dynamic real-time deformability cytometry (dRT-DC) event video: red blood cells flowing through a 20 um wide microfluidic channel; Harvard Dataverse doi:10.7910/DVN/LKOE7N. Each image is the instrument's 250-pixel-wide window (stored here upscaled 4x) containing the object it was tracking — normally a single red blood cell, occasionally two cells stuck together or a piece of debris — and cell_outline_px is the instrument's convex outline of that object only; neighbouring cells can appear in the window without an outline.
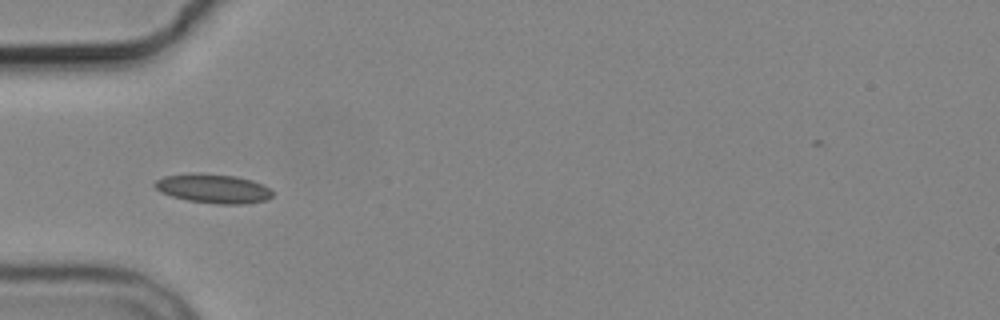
{"species": "common noctule bat (a hibernating species)", "species_latin": "Nyctalus noctula", "temperature_condition": "cold", "stored_images_in_passage": 5, "camera_frame_rate_fps": 3000, "um_per_image_px": 0.085, "animal": {"sex": "male", "body_mass_g": 19.2, "forearm_length_mm": 51.8}, "frame": {"image": 1, "passage_image": 4, "time_ms": 3.667, "image_size_px": [1000, 320], "cell_outline_px": [[272, 196], [268, 200], [244, 204], [216, 204], [188, 200], [172, 196], [160, 192], [152, 184], [156, 180], [164, 176], [192, 172], [196, 172], [236, 176], [252, 180], [264, 184], [272, 192]], "centroid_in_image_um": [18.12, 16.02], "position_along_channel_um": 66.9, "area_um2": 20.23}}
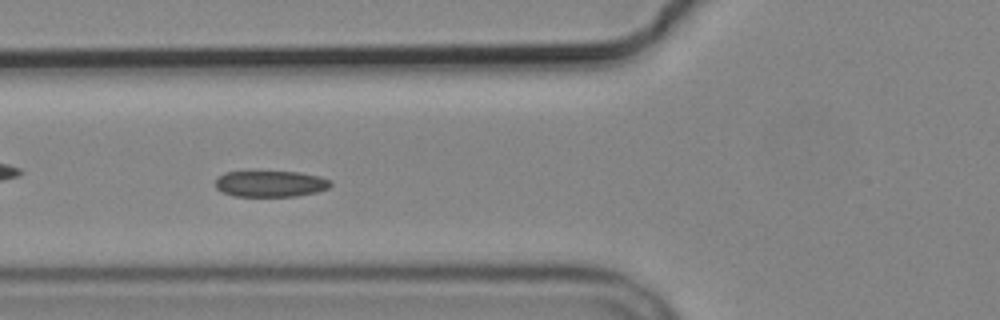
{"frame": {"image": 2, "passage_image": 5, "time_ms": 4.667, "image_size_px": [1000, 320], "cell_outline_px": [[332, 184], [328, 188], [316, 192], [296, 196], [236, 196], [220, 192], [216, 188], [216, 180], [224, 172], [300, 172], [320, 176], [328, 180]], "centroid_in_image_um": [22.98, 15.62], "position_along_channel_um": 102.8, "area_um2": 17.46}}